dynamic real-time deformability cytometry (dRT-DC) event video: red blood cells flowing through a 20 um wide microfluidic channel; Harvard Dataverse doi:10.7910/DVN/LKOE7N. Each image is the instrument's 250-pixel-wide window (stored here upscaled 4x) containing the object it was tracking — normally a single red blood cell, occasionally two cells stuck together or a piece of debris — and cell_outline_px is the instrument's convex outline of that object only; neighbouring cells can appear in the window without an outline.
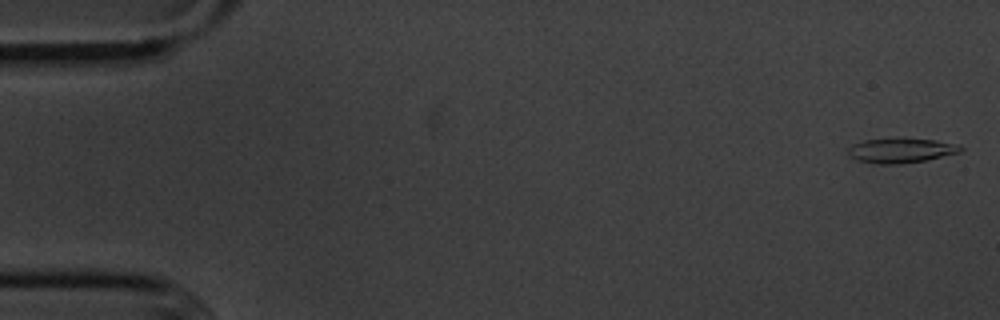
{"species": "common noctule bat (a hibernating species)", "species_latin": "Nyctalus noctula", "temperature_condition": "cold", "stored_images_in_passage": 5, "camera_frame_rate_fps": 3000, "um_per_image_px": 0.085, "animal": {"sex": "male", "body_mass_g": 20.1, "forearm_length_mm": 53.5}, "frame": {"image": 1, "passage_image": 1, "time_ms": 0.0, "image_size_px": [1000, 320], "cell_outline_px": [[964, 148], [960, 152], [928, 160], [896, 164], [876, 164], [856, 160], [848, 156], [848, 148], [852, 144], [864, 140], [892, 136], [904, 136], [936, 140]], "centroid_in_image_um": [76.5, 12.75], "position_along_channel_um": 8.5, "area_um2": 16.82}}
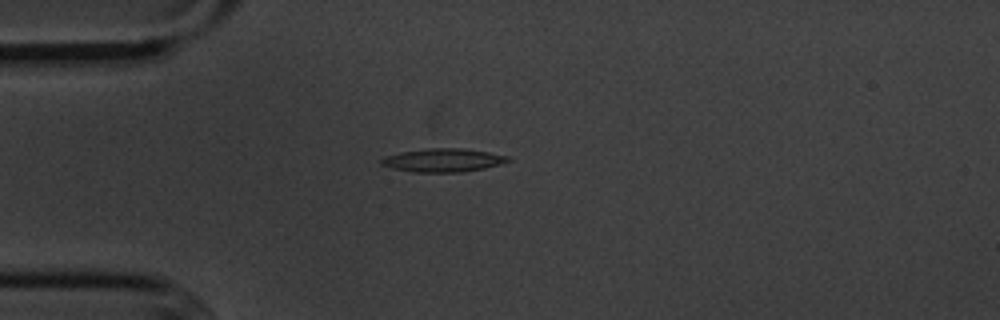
{"frame": {"image": 2, "passage_image": 5, "time_ms": 4.333, "image_size_px": [1000, 320], "cell_outline_px": [[512, 160], [500, 164], [484, 168], [460, 172], [412, 172], [392, 168], [380, 164], [380, 160], [384, 156], [400, 152], [428, 148], [464, 148], [488, 152], [508, 156]], "centroid_in_image_um": [37.64, 13.61], "position_along_channel_um": 47.4, "area_um2": 17.28}}